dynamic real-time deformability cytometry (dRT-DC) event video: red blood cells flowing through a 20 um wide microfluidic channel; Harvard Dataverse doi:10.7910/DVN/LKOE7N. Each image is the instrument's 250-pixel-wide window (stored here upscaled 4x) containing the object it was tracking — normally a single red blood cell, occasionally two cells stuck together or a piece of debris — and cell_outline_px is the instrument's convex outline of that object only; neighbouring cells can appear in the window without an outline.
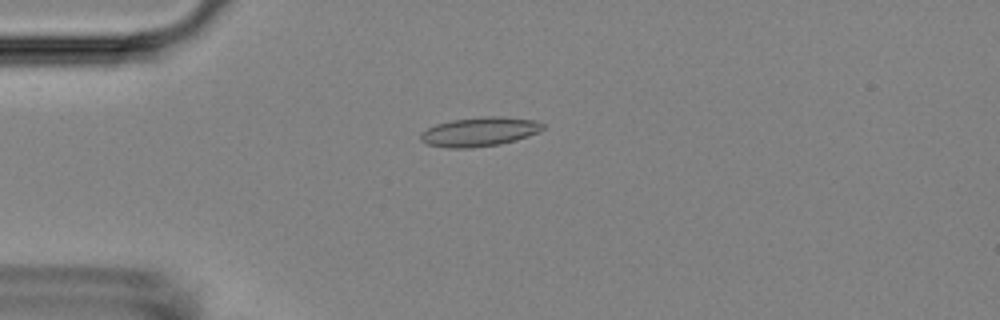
{"species": "Egyptian fruit bat (a non-hibernating species)", "species_latin": "Rousettus aegyptiacus", "temperature_condition": "room temperature", "stored_images_in_passage": 54, "camera_frame_rate_fps": 3000, "um_per_image_px": 0.085, "animal": {"sex": "female"}, "frame": {"image": 1, "passage_image": 14, "time_ms": 4.333, "image_size_px": [1000, 320], "cell_outline_px": [[544, 128], [528, 136], [516, 140], [500, 144], [472, 148], [448, 148], [428, 144], [420, 140], [420, 132], [436, 124], [452, 120], [480, 116], [504, 116], [536, 120], [544, 124]], "centroid_in_image_um": [40.75, 11.19], "position_along_channel_um": 44.2, "area_um2": 20.92}}
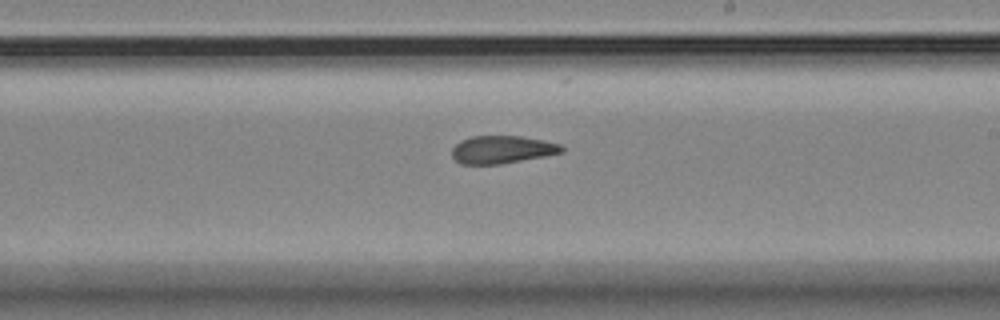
{"frame": {"image": 2, "passage_image": 32, "time_ms": 10.333, "image_size_px": [1000, 320], "cell_outline_px": [[564, 152], [544, 156], [500, 164], [460, 164], [452, 156], [452, 148], [460, 140], [472, 136], [520, 136], [544, 140], [560, 144], [564, 148]], "centroid_in_image_um": [42.67, 12.71], "position_along_channel_um": 246.3, "area_um2": 17.74}}
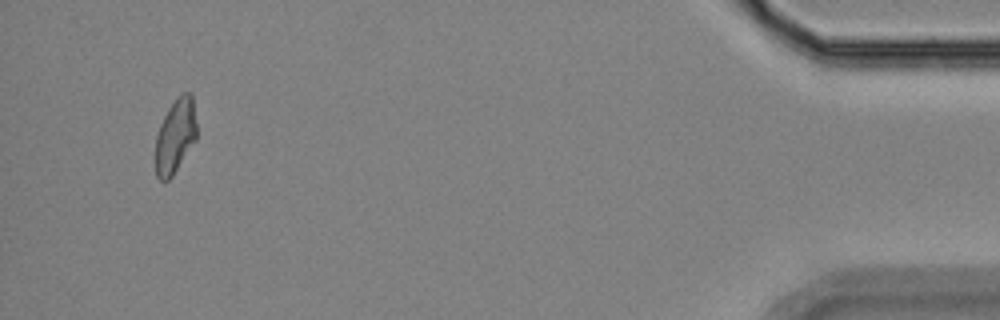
{"frame": {"image": 3, "passage_image": 52, "time_ms": 17.0, "image_size_px": [1000, 320], "cell_outline_px": [[196, 140], [172, 176], [168, 180], [160, 180], [156, 176], [156, 136], [160, 124], [168, 108], [184, 92], [192, 92], [196, 124]], "centroid_in_image_um": [14.91, 11.56], "position_along_channel_um": 420.3, "area_um2": 17.63}, "authors_computed_cell_mechanics": {"area_um2": 18.9295, "velocity_mm_per_s": 3.6958, "shape_relaxation_time_tau1_ms": null, "shape_relaxation_time_tau2_ms": 4.707, "deformation_change_tau1": null, "deformation_change_tau2": 0.1208}}